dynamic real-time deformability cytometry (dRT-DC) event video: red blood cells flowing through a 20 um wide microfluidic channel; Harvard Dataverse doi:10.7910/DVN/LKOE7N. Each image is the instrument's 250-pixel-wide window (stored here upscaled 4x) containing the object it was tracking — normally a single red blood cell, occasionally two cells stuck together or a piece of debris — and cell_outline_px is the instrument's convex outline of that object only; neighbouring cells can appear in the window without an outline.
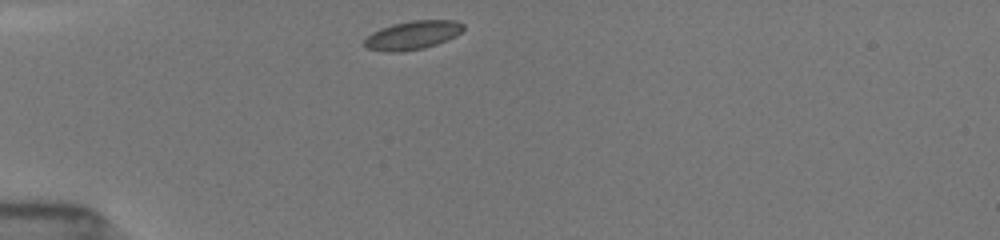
{"species": "common noctule bat (a hibernating species)", "species_latin": "Nyctalus noctula", "temperature_condition": "room temperature", "stored_images_in_passage": 43, "camera_frame_rate_fps": 3000, "um_per_image_px": 0.085, "animal": {"sex": "female", "body_mass_g": 19.5, "forearm_length_mm": 54.1}, "frame": {"image": 1, "passage_image": 1, "time_ms": 0.0, "image_size_px": [1000, 240], "cell_outline_px": [[464, 28], [456, 36], [436, 44], [424, 48], [400, 52], [384, 52], [368, 48], [364, 44], [364, 40], [372, 32], [380, 28], [392, 24], [412, 20], [456, 20], [464, 24]], "centroid_in_image_um": [35.07, 2.98], "position_along_channel_um": 49.9, "area_um2": 16.53}}
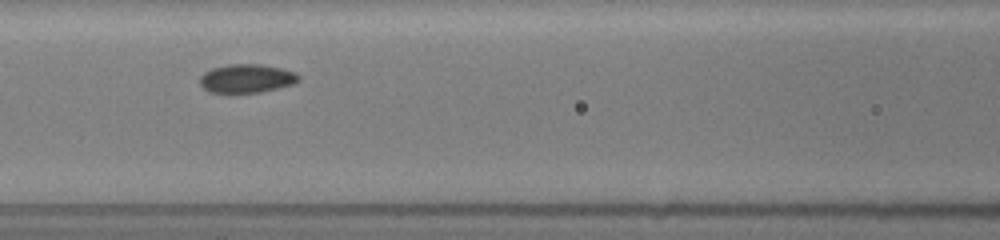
{"frame": {"image": 2, "passage_image": 26, "time_ms": 3.0, "image_size_px": [1000, 240], "cell_outline_px": [[300, 80], [296, 84], [260, 92], [232, 96], [228, 96], [208, 92], [200, 84], [200, 76], [204, 72], [212, 68], [228, 64], [260, 64], [280, 68], [296, 72], [300, 76]], "centroid_in_image_um": [20.94, 6.72], "position_along_channel_um": 145.7, "area_um2": 17.34}}
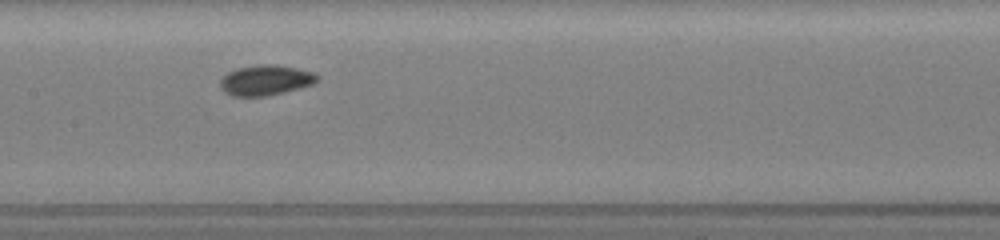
{"frame": {"image": 3, "passage_image": 32, "time_ms": 4.0, "image_size_px": [1000, 240], "cell_outline_px": [[320, 76], [312, 84], [300, 88], [284, 92], [264, 96], [232, 96], [224, 92], [220, 88], [220, 80], [228, 72], [236, 68], [260, 64], [276, 64], [296, 68], [312, 72]], "centroid_in_image_um": [22.55, 6.81], "position_along_channel_um": 184.9, "area_um2": 17.11}}